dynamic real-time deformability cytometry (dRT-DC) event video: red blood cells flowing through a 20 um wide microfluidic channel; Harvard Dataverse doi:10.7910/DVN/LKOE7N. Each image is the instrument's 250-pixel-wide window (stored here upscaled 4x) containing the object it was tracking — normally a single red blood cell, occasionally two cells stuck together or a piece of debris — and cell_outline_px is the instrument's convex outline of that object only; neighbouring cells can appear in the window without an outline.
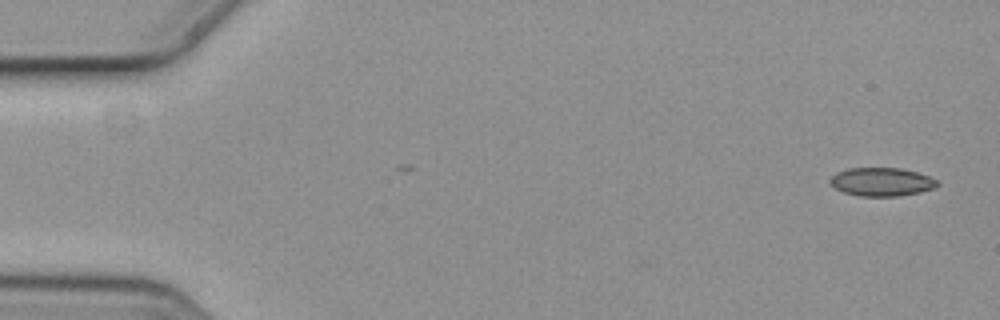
{"species": "common noctule bat (a hibernating species)", "species_latin": "Nyctalus noctula", "temperature_condition": "cold", "stored_images_in_passage": 5, "camera_frame_rate_fps": 3000, "um_per_image_px": 0.085, "animal": {"sex": "female", "body_mass_g": 19.3, "forearm_length_mm": 54.1}, "frame": {"image": 1, "passage_image": 1, "time_ms": 0.0, "image_size_px": [1000, 320], "cell_outline_px": [[940, 184], [932, 188], [920, 192], [896, 196], [860, 196], [844, 192], [836, 188], [828, 180], [836, 172], [848, 168], [900, 168], [916, 172], [928, 176], [936, 180]], "centroid_in_image_um": [74.92, 15.45], "position_along_channel_um": 10.1, "area_um2": 17.57}}